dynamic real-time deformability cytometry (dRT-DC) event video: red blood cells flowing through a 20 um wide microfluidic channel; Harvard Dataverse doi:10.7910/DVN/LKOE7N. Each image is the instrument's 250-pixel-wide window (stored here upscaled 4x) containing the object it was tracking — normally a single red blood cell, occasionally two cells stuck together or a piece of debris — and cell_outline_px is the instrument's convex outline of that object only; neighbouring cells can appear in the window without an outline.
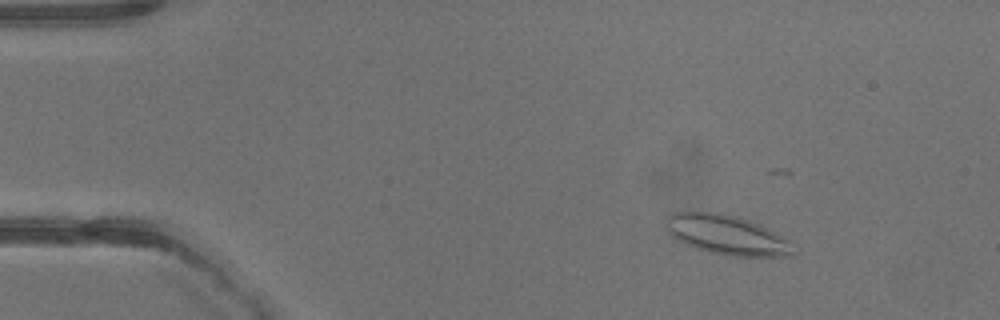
{"species": "common noctule bat (a hibernating species)", "species_latin": "Nyctalus noctula", "temperature_condition": "warm", "stored_images_in_passage": 14, "camera_frame_rate_fps": 3000, "um_per_image_px": 0.085, "animal": {"sex": "male", "body_mass_g": 13.3}, "frame": {"image": 1, "passage_image": 6, "time_ms": 1.667, "image_size_px": [1000, 320], "cell_outline_px": [[792, 256], [728, 256], [708, 252], [684, 244], [676, 240], [668, 232], [664, 224], [664, 220], [668, 212], [720, 212], [736, 216], [760, 224], [776, 232], [788, 240], [792, 252]], "centroid_in_image_um": [61.68, 19.95], "position_along_channel_um": 23.3, "area_um2": 29.59}}